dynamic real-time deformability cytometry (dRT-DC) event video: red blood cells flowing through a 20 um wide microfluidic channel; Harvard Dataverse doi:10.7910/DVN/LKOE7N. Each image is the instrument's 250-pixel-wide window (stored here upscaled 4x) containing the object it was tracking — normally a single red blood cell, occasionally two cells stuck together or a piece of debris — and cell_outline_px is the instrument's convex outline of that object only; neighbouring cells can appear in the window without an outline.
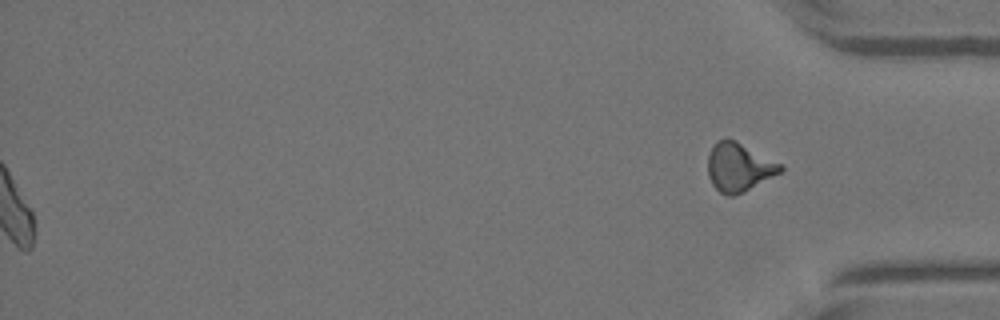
{"species": "Egyptian fruit bat (a non-hibernating species)", "species_latin": "Rousettus aegyptiacus", "temperature_condition": "warm", "stored_images_in_passage": 50, "segment_of_instrument_passage": [2, 2], "camera_frame_rate_fps": 3000, "um_per_image_px": 0.085, "animal": {"sex": "female"}, "frame": {"image": 1, "passage_image": 50, "time_ms": 16.333, "image_size_px": [1000, 320], "cell_outline_px": [[784, 168], [780, 172], [744, 192], [732, 196], [728, 196], [720, 192], [712, 184], [708, 176], [708, 152], [712, 144], [716, 140], [724, 136], [728, 136], [784, 164]], "centroid_in_image_um": [62.79, 14.15], "position_along_channel_um": 372.4, "area_um2": 21.04}}